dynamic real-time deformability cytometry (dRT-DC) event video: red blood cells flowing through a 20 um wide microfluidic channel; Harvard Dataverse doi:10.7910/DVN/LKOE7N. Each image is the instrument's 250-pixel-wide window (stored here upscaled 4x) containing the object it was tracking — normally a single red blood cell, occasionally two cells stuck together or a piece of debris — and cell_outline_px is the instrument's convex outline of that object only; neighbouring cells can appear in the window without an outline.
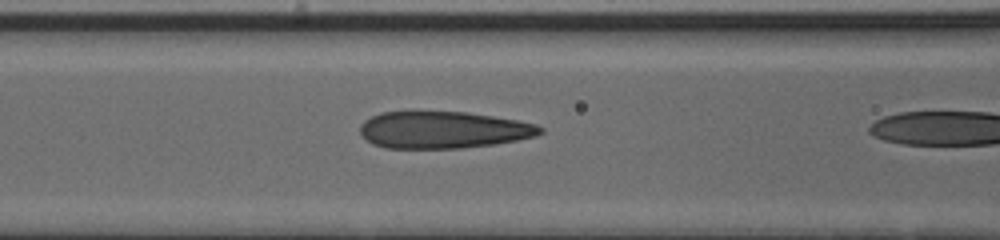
{"species": "human", "species_latin": "Homo sapiens", "temperature_condition": "cold", "stored_images_in_passage": 23, "camera_frame_rate_fps": 3000, "um_per_image_px": 0.085, "donor": {"sex": "male"}, "frame": {"image": 1, "passage_image": 22, "time_ms": 7.0, "image_size_px": [1000, 240], "cell_outline_px": [[544, 132], [536, 136], [496, 144], [464, 148], [384, 148], [372, 144], [360, 132], [360, 124], [364, 120], [380, 112], [412, 108], [468, 112], [516, 120], [536, 124], [544, 128]], "centroid_in_image_um": [37.62, 10.99], "position_along_channel_um": 129.0, "area_um2": 40.11}}